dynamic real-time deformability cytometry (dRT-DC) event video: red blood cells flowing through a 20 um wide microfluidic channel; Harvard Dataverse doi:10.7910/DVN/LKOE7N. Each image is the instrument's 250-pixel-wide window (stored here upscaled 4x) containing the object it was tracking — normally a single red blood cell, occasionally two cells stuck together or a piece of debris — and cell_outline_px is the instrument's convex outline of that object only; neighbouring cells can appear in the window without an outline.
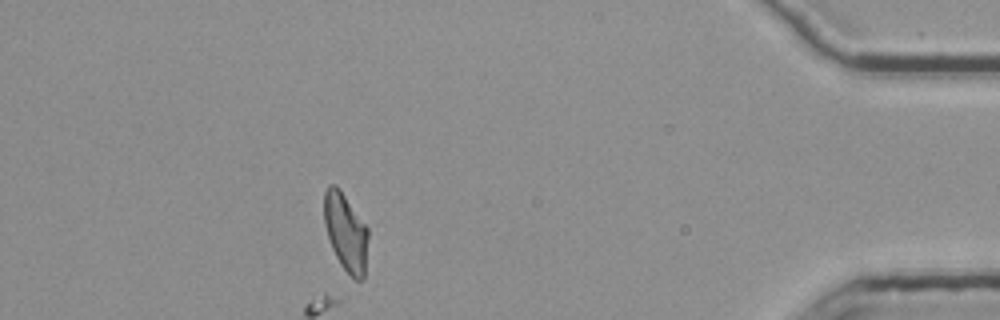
{"species": "common noctule bat (a hibernating species)", "species_latin": "Nyctalus noctula", "temperature_condition": "room temperature", "stored_images_in_passage": 36, "camera_frame_rate_fps": 3000, "um_per_image_px": 0.085, "animal": {"sex": "female", "body_mass_g": 25.1}, "frame": {"image": 1, "passage_image": 32, "time_ms": 10.333, "image_size_px": [1000, 320], "cell_outline_px": [[368, 236], [364, 280], [356, 280], [340, 264], [332, 248], [324, 224], [324, 192], [328, 184], [336, 184], [340, 188], [368, 228]], "centroid_in_image_um": [29.38, 19.7], "position_along_channel_um": 405.8, "area_um2": 20.0}}